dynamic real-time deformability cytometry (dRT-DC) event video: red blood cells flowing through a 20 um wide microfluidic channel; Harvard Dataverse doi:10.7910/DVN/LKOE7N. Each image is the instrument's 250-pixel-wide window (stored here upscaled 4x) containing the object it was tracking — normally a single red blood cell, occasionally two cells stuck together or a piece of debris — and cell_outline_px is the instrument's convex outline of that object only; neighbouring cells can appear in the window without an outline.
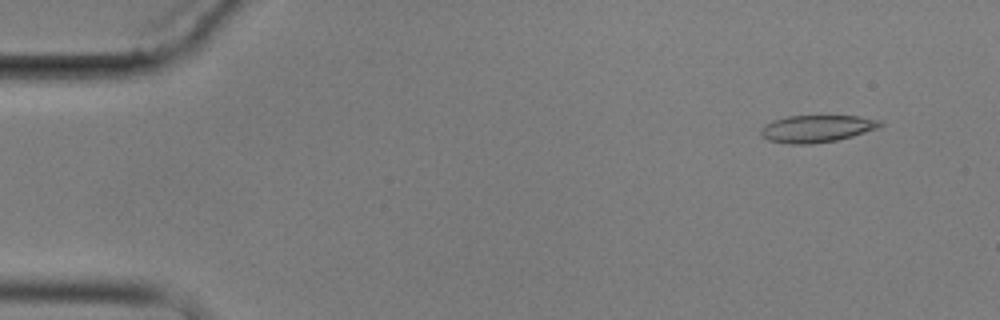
{"species": "common noctule bat (a hibernating species)", "species_latin": "Nyctalus noctula", "temperature_condition": "cold", "stored_images_in_passage": 4, "camera_frame_rate_fps": 3000, "um_per_image_px": 0.085, "animal": {"sex": "male", "body_mass_g": 17.9}, "frame": {"image": 1, "passage_image": 2, "time_ms": 1.0, "image_size_px": [1000, 320], "cell_outline_px": [[884, 124], [876, 128], [852, 136], [836, 140], [812, 144], [788, 144], [768, 140], [760, 136], [760, 128], [764, 124], [772, 120], [788, 116], [856, 116], [880, 120]], "centroid_in_image_um": [69.35, 10.94], "position_along_channel_um": 15.7, "area_um2": 18.9}}
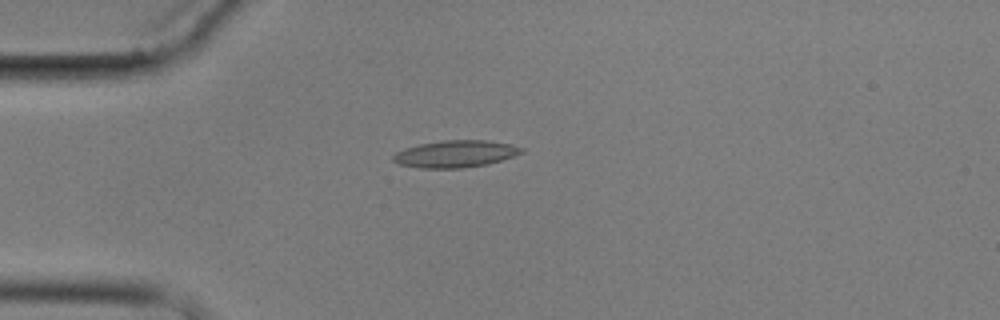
{"frame": {"image": 2, "passage_image": 4, "time_ms": 4.333, "image_size_px": [1000, 320], "cell_outline_px": [[524, 152], [488, 164], [460, 168], [420, 168], [400, 164], [392, 160], [392, 156], [396, 152], [404, 148], [420, 144], [444, 140], [484, 140], [512, 144], [524, 148]], "centroid_in_image_um": [38.71, 13.07], "position_along_channel_um": 46.3, "area_um2": 20.11}}